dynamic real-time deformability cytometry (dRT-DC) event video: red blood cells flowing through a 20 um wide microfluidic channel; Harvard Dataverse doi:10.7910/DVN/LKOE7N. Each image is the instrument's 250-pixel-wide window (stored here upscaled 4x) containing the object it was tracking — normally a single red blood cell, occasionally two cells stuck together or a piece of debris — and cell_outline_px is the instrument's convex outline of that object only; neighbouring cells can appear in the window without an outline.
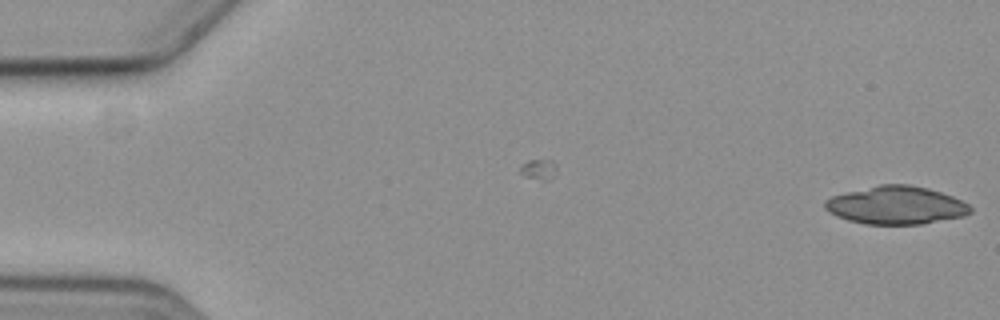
{"species": "common noctule bat (a hibernating species)", "species_latin": "Nyctalus noctula", "temperature_condition": "cold", "stored_images_in_passage": 4, "camera_frame_rate_fps": 3000, "um_per_image_px": 0.085, "animal": {"sex": "female", "body_mass_g": 19.3, "forearm_length_mm": 54.1}, "frame": {"image": 1, "passage_image": 4, "time_ms": 4.333, "image_size_px": [1000, 320], "cell_outline_px": [[972, 212], [964, 216], [920, 224], [864, 224], [848, 220], [836, 216], [828, 212], [824, 208], [824, 200], [832, 196], [880, 184], [908, 184], [928, 188], [952, 196], [968, 204], [972, 208]], "centroid_in_image_um": [76.15, 17.45], "position_along_channel_um": 8.8, "area_um2": 32.14}}